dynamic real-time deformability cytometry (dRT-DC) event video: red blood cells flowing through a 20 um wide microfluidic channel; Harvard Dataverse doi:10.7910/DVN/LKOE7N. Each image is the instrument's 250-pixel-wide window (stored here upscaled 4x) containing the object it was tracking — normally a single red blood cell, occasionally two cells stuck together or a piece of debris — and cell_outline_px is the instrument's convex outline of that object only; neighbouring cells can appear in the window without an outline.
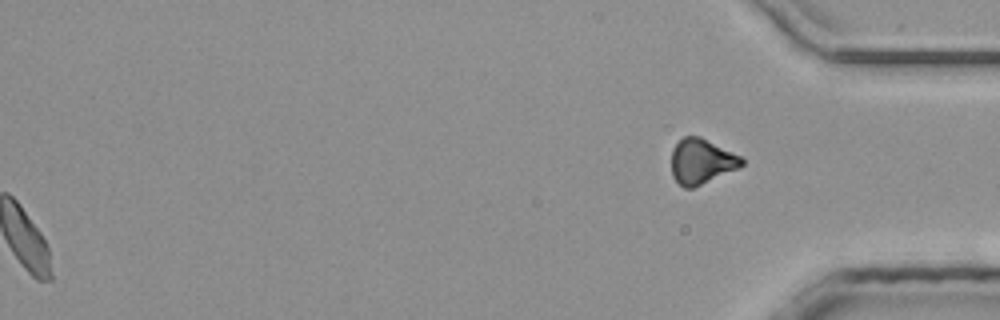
{"species": "common noctule bat (a hibernating species)", "species_latin": "Nyctalus noctula", "temperature_condition": "room temperature", "stored_images_in_passage": 41, "segment_of_instrument_passage": [2, 2], "camera_frame_rate_fps": 3000, "um_per_image_px": 0.085, "animal": {"sex": "male", "body_mass_g": 20.4}, "frame": {"image": 1, "passage_image": 41, "time_ms": 13.333, "image_size_px": [1000, 320], "cell_outline_px": [[744, 164], [736, 168], [692, 188], [684, 188], [672, 176], [672, 148], [684, 136], [700, 136], [740, 156], [744, 160]], "centroid_in_image_um": [59.59, 13.7], "position_along_channel_um": 375.6, "area_um2": 18.03}}